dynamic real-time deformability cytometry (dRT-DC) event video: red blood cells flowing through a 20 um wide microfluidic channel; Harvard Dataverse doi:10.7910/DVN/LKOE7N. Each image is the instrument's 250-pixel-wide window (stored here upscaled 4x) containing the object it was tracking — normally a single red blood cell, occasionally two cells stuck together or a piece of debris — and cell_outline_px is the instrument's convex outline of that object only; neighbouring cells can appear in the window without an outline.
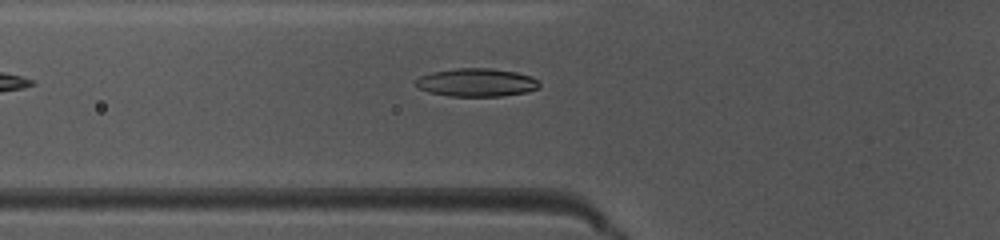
{"species": "common noctule bat (a hibernating species)", "species_latin": "Nyctalus noctula", "temperature_condition": "warm", "stored_images_in_passage": 38, "camera_frame_rate_fps": 3000, "um_per_image_px": 0.085, "animal": {"sex": "female", "body_mass_g": 10.0, "forearm_length_mm": 53.1}, "frame": {"image": 1, "passage_image": 7, "time_ms": 2.0, "image_size_px": [1000, 240], "cell_outline_px": [[540, 88], [528, 92], [500, 96], [448, 96], [428, 92], [420, 88], [416, 84], [416, 80], [420, 76], [432, 72], [456, 68], [492, 68], [516, 72], [532, 76], [540, 84]], "centroid_in_image_um": [40.54, 7.01], "position_along_channel_um": 85.3, "area_um2": 20.35}}
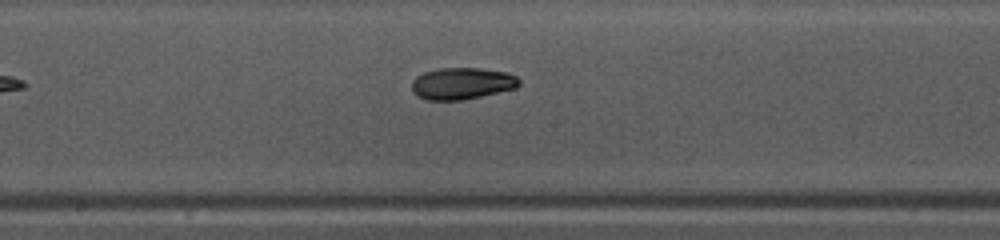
{"frame": {"image": 2, "passage_image": 16, "time_ms": 5.0, "image_size_px": [1000, 240], "cell_outline_px": [[520, 84], [516, 88], [480, 96], [460, 100], [428, 100], [416, 96], [412, 92], [412, 80], [416, 76], [424, 72], [440, 68], [480, 68], [508, 72], [516, 76], [520, 80]], "centroid_in_image_um": [39.25, 7.09], "position_along_channel_um": 208.9, "area_um2": 19.94}}
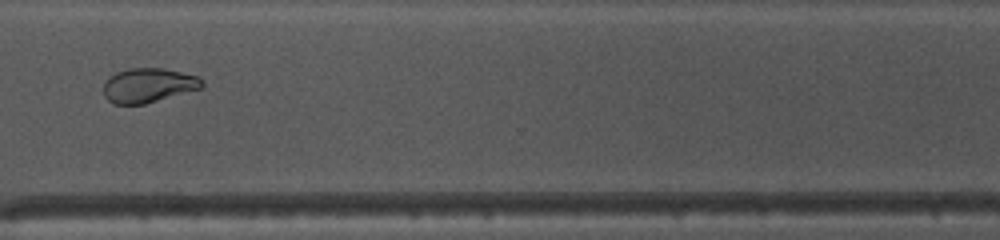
{"frame": {"image": 3, "passage_image": 27, "time_ms": 8.667, "image_size_px": [1000, 240], "cell_outline_px": [[204, 88], [144, 104], [112, 104], [104, 96], [104, 84], [116, 72], [128, 68], [160, 68], [200, 76], [204, 80]], "centroid_in_image_um": [12.66, 7.26], "position_along_channel_um": 357.9, "area_um2": 19.83}, "authors_computed_cell_mechanics": {"area_um2": 19.8832, "velocity_mm_per_s": 4.0751, "shape_relaxation_time_tau1_ms": 8.2595, "shape_relaxation_time_tau2_ms": 3.5568, "deformation_change_tau1": 0.1957, "deformation_change_tau2": 0.0894}}